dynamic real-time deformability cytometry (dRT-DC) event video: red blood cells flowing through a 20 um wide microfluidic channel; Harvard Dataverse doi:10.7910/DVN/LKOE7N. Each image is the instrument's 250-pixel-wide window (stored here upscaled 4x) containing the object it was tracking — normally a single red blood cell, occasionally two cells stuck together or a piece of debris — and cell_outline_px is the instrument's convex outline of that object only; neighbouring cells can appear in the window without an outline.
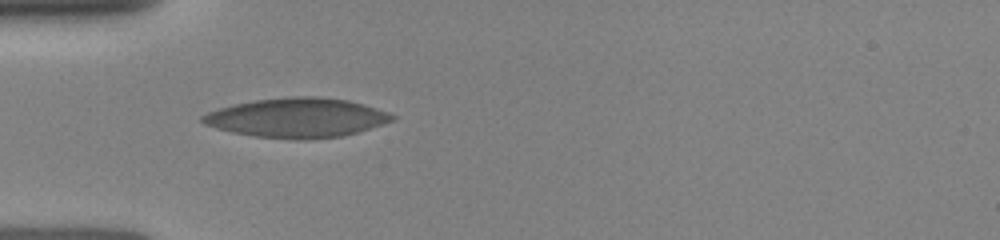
{"species": "human", "species_latin": "Homo sapiens", "temperature_condition": "room temperature", "stored_images_in_passage": 5, "camera_frame_rate_fps": 3000, "um_per_image_px": 0.085, "donor": {"sex": "female"}, "frame": {"image": 1, "passage_image": 1, "time_ms": 0.0, "image_size_px": [1000, 240], "cell_outline_px": [[396, 120], [384, 124], [356, 132], [340, 136], [300, 140], [256, 136], [232, 132], [216, 128], [204, 124], [200, 120], [200, 116], [208, 112], [232, 104], [256, 100], [288, 96], [316, 96], [348, 100], [364, 104], [388, 112], [396, 116]], "centroid_in_image_um": [25.25, 10.0], "position_along_channel_um": 59.8, "area_um2": 43.58}}
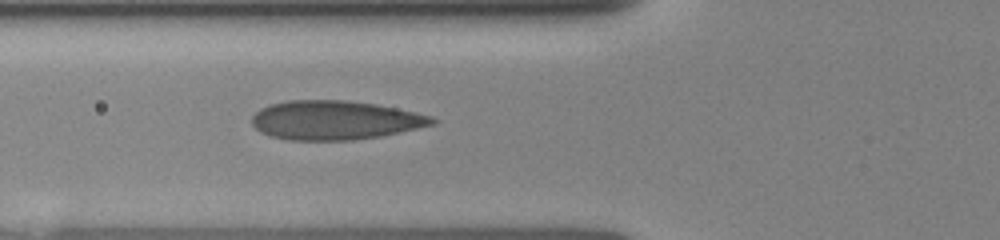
{"frame": {"image": 2, "passage_image": 2, "time_ms": 1.0, "image_size_px": [1000, 240], "cell_outline_px": [[440, 120], [436, 124], [400, 132], [380, 136], [352, 140], [288, 140], [272, 136], [260, 132], [252, 124], [252, 116], [260, 108], [268, 104], [288, 100], [344, 100], [376, 104], [416, 112], [432, 116]], "centroid_in_image_um": [28.49, 10.21], "position_along_channel_um": 97.3, "area_um2": 41.21}}
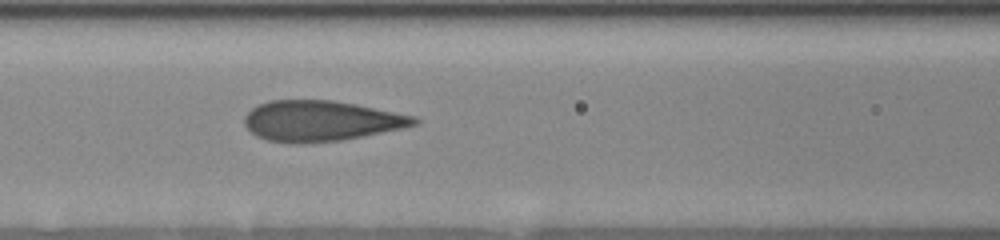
{"frame": {"image": 3, "passage_image": 5, "time_ms": 2.0, "image_size_px": [1000, 240], "cell_outline_px": [[420, 124], [404, 128], [344, 140], [308, 144], [288, 144], [268, 140], [256, 136], [244, 124], [244, 116], [256, 104], [268, 100], [332, 100], [356, 104], [416, 116], [420, 120]], "centroid_in_image_um": [27.29, 10.29], "position_along_channel_um": 139.3, "area_um2": 40.75}}